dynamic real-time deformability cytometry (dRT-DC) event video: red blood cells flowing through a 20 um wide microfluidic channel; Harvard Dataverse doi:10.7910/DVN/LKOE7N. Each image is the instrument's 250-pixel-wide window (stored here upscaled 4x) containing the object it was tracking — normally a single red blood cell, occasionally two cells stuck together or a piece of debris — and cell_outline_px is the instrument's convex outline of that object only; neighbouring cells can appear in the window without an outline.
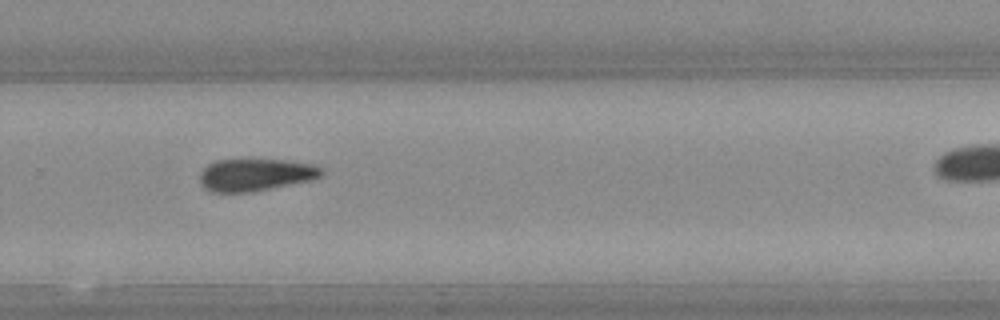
{"species": "Egyptian fruit bat (a non-hibernating species)", "species_latin": "Rousettus aegyptiacus", "temperature_condition": "warm", "stored_images_in_passage": 26, "camera_frame_rate_fps": 3000, "um_per_image_px": 0.085, "animal": {"sex": "female"}, "frame": {"image": 1, "passage_image": 19, "time_ms": 6.0, "image_size_px": [1000, 320], "cell_outline_px": [[324, 172], [320, 176], [308, 180], [248, 192], [212, 192], [204, 188], [200, 180], [200, 172], [208, 164], [216, 160], [240, 156], [252, 156], [316, 164]], "centroid_in_image_um": [21.65, 14.78], "position_along_channel_um": 308.1, "area_um2": 23.64}}